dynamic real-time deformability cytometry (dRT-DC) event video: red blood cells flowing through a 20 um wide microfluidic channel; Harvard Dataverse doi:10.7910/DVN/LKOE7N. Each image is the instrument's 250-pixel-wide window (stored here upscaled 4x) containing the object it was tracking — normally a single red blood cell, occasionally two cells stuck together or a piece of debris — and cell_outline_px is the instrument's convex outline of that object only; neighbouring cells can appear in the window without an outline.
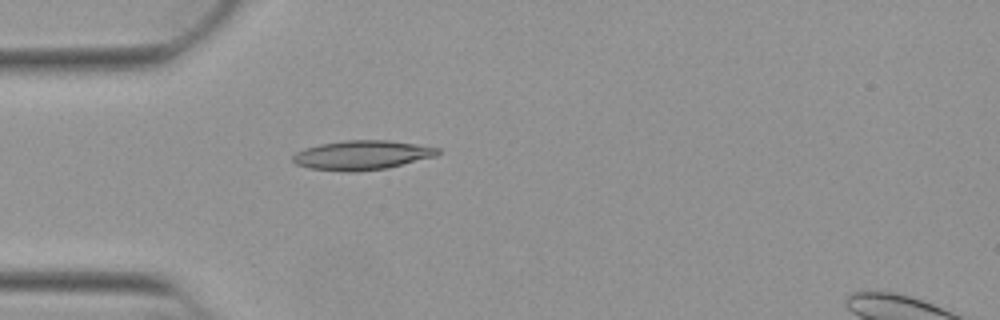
{"species": "Egyptian fruit bat (a non-hibernating species)", "species_latin": "Rousettus aegyptiacus", "temperature_condition": "warm", "stored_images_in_passage": 52, "camera_frame_rate_fps": 3000, "um_per_image_px": 0.085, "animal": {"sex": "female"}, "frame": {"image": 1, "passage_image": 15, "time_ms": 4.667, "image_size_px": [1000, 320], "cell_outline_px": [[440, 152], [436, 156], [388, 168], [356, 172], [348, 172], [308, 168], [296, 164], [292, 160], [292, 156], [296, 152], [304, 148], [320, 144], [344, 140], [388, 140], [416, 144], [440, 148]], "centroid_in_image_um": [30.76, 13.19], "position_along_channel_um": 54.2, "area_um2": 24.91}}
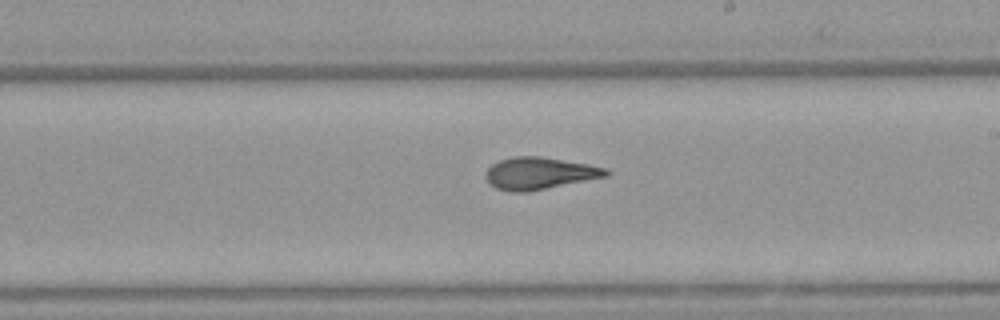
{"frame": {"image": 2, "passage_image": 30, "time_ms": 9.667, "image_size_px": [1000, 320], "cell_outline_px": [[612, 172], [608, 176], [528, 192], [508, 192], [496, 188], [488, 184], [484, 176], [488, 168], [492, 164], [500, 160], [512, 156], [540, 156], [588, 164], [608, 168]], "centroid_in_image_um": [45.84, 14.74], "position_along_channel_um": 243.2, "area_um2": 22.77}}
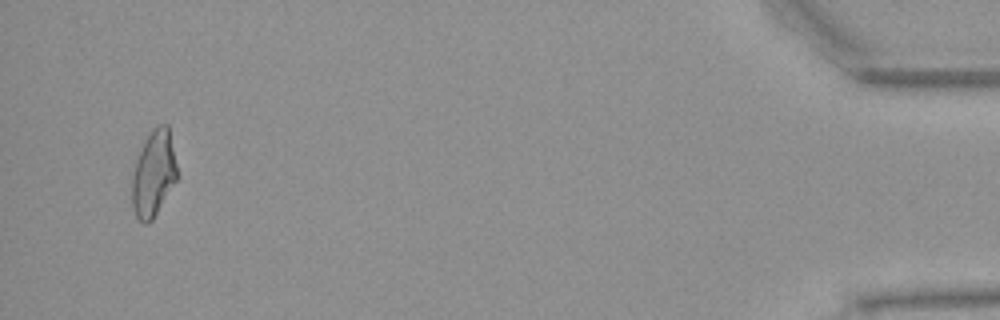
{"frame": {"image": 3, "passage_image": 50, "time_ms": 16.333, "image_size_px": [1000, 320], "cell_outline_px": [[180, 176], [152, 220], [148, 224], [144, 224], [136, 216], [132, 208], [132, 176], [136, 160], [152, 128], [156, 124], [168, 124]], "centroid_in_image_um": [13.09, 14.76], "position_along_channel_um": 422.1, "area_um2": 22.89}, "authors_computed_cell_mechanics": {"area_um2": 22.542, "velocity_mm_per_s": 3.9283, "shape_relaxation_time_tau1_ms": null, "shape_relaxation_time_tau2_ms": 2.1007, "deformation_change_tau1": null, "deformation_change_tau2": 0.0998}}